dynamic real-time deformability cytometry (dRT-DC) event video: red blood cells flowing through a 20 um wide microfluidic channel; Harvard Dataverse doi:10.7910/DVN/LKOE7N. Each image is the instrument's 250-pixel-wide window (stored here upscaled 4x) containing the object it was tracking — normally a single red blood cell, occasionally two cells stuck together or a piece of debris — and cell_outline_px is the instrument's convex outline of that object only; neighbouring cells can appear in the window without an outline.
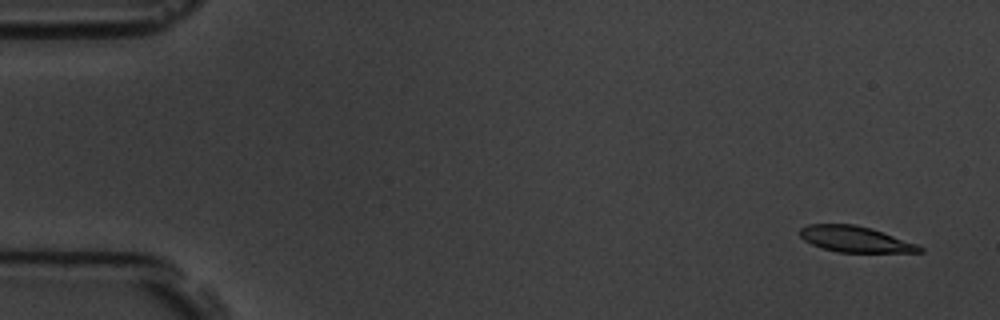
{"species": "common noctule bat (a hibernating species)", "species_latin": "Nyctalus noctula", "temperature_condition": "room temperature", "stored_images_in_passage": 4, "camera_frame_rate_fps": 3000, "um_per_image_px": 0.085, "animal": {"sex": "male", "body_mass_g": 19.5, "forearm_length_mm": 54.6}, "frame": {"image": 1, "passage_image": 1, "time_ms": 0.0, "image_size_px": [1000, 320], "cell_outline_px": [[924, 252], [836, 252], [812, 244], [804, 240], [800, 236], [800, 228], [808, 224], [856, 224], [872, 228], [916, 244], [924, 248]], "centroid_in_image_um": [72.68, 20.32], "position_along_channel_um": 12.3, "area_um2": 17.98}}